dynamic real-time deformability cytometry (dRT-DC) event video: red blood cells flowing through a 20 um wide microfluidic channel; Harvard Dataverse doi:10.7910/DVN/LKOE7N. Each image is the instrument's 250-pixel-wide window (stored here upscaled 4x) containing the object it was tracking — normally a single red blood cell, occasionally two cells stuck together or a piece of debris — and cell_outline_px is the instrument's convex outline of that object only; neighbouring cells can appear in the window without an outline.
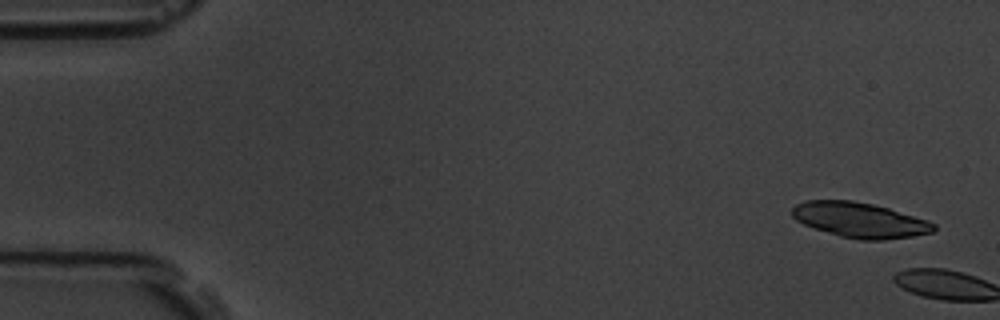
{"species": "common noctule bat (a hibernating species)", "species_latin": "Nyctalus noctula", "temperature_condition": "room temperature", "stored_images_in_passage": 2, "camera_frame_rate_fps": 3000, "um_per_image_px": 0.085, "animal": {"sex": "male", "body_mass_g": 19.5, "forearm_length_mm": 54.6}, "frame": {"image": 1, "passage_image": 1, "time_ms": 0.0, "image_size_px": [1000, 320], "cell_outline_px": [[936, 228], [932, 232], [912, 236], [884, 240], [860, 240], [840, 236], [804, 224], [796, 220], [792, 216], [792, 208], [796, 204], [804, 200], [852, 200], [872, 204], [888, 208], [928, 220], [936, 224]], "centroid_in_image_um": [73.08, 18.69], "position_along_channel_um": 11.9, "area_um2": 28.9}}